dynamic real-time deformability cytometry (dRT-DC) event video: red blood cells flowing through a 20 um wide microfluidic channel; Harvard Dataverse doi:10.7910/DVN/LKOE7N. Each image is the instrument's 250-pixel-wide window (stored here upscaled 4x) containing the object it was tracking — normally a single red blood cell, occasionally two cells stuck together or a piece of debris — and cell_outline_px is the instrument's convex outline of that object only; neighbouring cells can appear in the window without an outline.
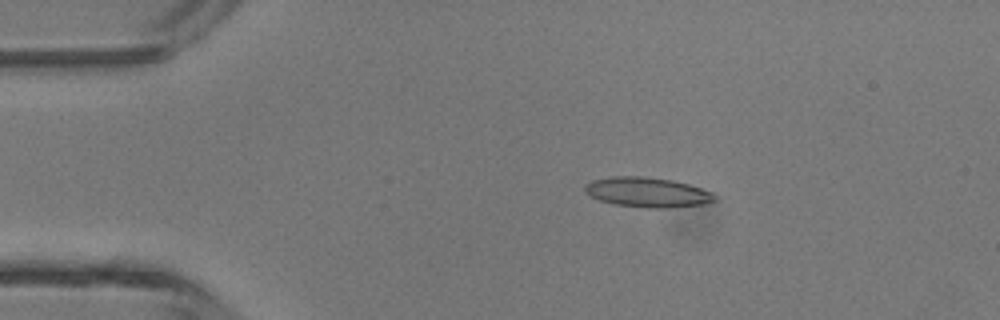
{"species": "common noctule bat (a hibernating species)", "species_latin": "Nyctalus noctula", "temperature_condition": "room temperature", "stored_images_in_passage": 3, "camera_frame_rate_fps": 3000, "um_per_image_px": 0.085, "animal": {"sex": "male", "body_mass_g": 13.3}, "frame": {"image": 1, "passage_image": 2, "time_ms": 0.333, "image_size_px": [1000, 320], "cell_outline_px": [[716, 200], [704, 204], [668, 208], [648, 208], [616, 204], [600, 200], [588, 196], [584, 192], [584, 184], [592, 180], [612, 176], [644, 176], [672, 180], [688, 184], [712, 192], [716, 196]], "centroid_in_image_um": [54.99, 16.34], "position_along_channel_um": 30.0, "area_um2": 22.72}}